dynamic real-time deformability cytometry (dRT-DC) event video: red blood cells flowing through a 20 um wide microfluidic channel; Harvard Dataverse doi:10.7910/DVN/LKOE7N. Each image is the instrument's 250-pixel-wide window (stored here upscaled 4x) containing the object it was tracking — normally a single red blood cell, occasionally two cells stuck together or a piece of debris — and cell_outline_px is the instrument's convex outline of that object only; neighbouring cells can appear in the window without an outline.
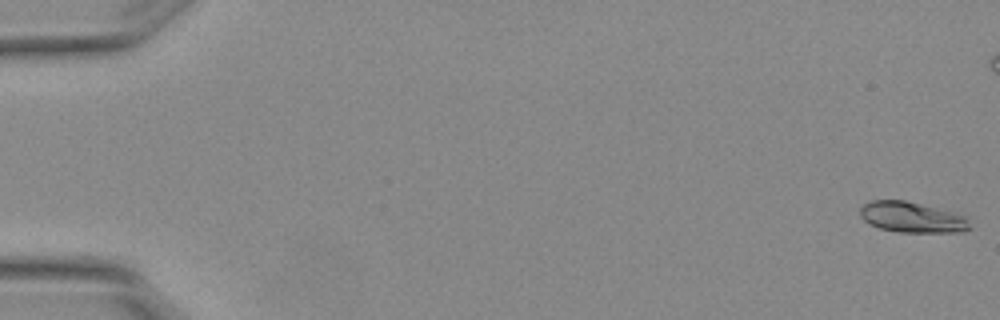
{"species": "Egyptian fruit bat (a non-hibernating species)", "species_latin": "Rousettus aegyptiacus", "temperature_condition": "warm", "stored_images_in_passage": 6, "camera_frame_rate_fps": 3000, "um_per_image_px": 0.085, "animal": {"sex": "female"}, "frame": {"image": 1, "passage_image": 1, "time_ms": 0.0, "image_size_px": [1000, 320], "cell_outline_px": [[972, 228], [964, 232], [896, 232], [880, 228], [868, 224], [860, 216], [860, 208], [864, 204], [872, 200], [904, 200], [952, 212], [964, 216]], "centroid_in_image_um": [77.49, 18.48], "position_along_channel_um": 7.5, "area_um2": 19.48}}